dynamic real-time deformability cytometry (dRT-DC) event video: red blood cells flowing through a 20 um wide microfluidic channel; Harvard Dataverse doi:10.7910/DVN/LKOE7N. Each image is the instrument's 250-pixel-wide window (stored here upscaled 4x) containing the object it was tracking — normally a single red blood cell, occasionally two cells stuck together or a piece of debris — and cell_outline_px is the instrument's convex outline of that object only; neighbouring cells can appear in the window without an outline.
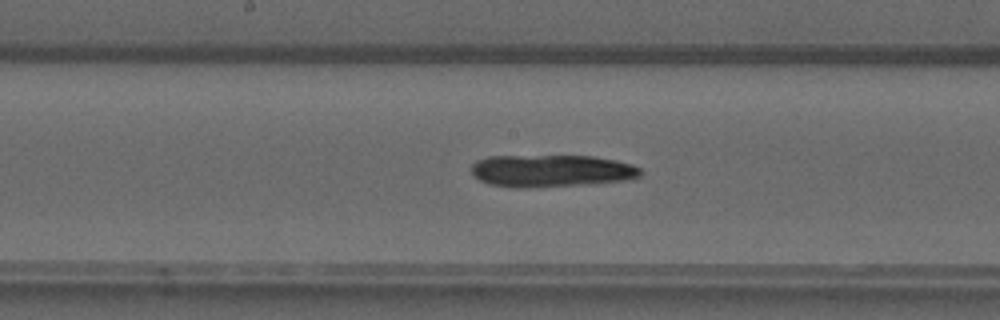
{"species": "common noctule bat (a hibernating species)", "species_latin": "Nyctalus noctula", "temperature_condition": "warm", "stored_images_in_passage": 48, "camera_frame_rate_fps": 3000, "um_per_image_px": 0.085, "animal": {"sex": "male", "forearm_length_mm": 52.5}, "frame": {"image": 1, "passage_image": 25, "time_ms": 8.0, "image_size_px": [1000, 320], "cell_outline_px": [[644, 172], [640, 176], [632, 180], [524, 188], [516, 188], [488, 184], [472, 176], [472, 164], [476, 160], [488, 156], [592, 156], [616, 160], [632, 164], [640, 168]], "centroid_in_image_um": [46.86, 14.51], "position_along_channel_um": 201.3, "area_um2": 31.96}}
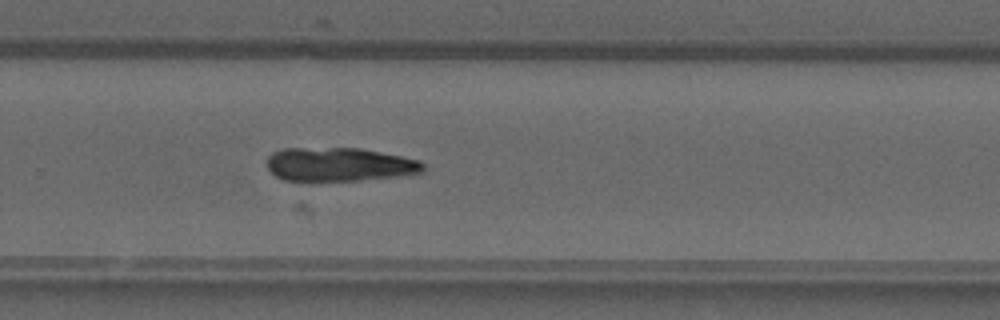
{"frame": {"image": 2, "passage_image": 32, "time_ms": 10.333, "image_size_px": [1000, 320], "cell_outline_px": [[424, 172], [392, 176], [356, 180], [284, 180], [276, 176], [268, 168], [268, 156], [272, 152], [284, 148], [360, 148], [420, 160], [424, 164]], "centroid_in_image_um": [28.82, 13.96], "position_along_channel_um": 301.0, "area_um2": 30.23}}
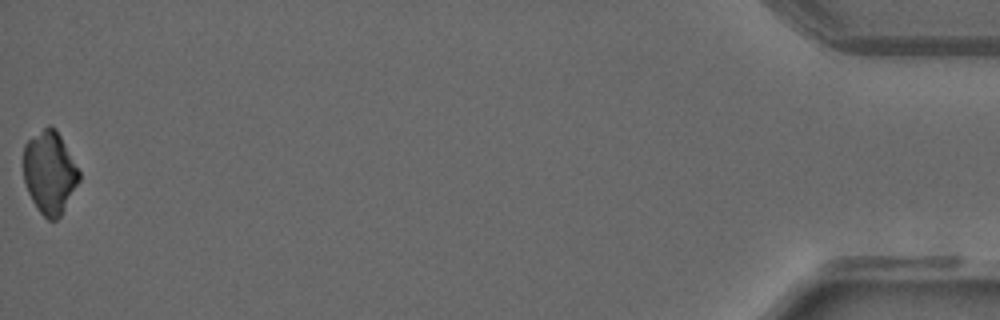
{"frame": {"image": 3, "passage_image": 48, "time_ms": 15.667, "image_size_px": [1000, 320], "cell_outline_px": [[80, 180], [60, 216], [56, 220], [48, 220], [36, 208], [28, 192], [24, 180], [24, 144], [28, 140], [48, 124], [52, 124], [56, 128], [80, 172]], "centroid_in_image_um": [4.21, 14.64], "position_along_channel_um": 431.0, "area_um2": 26.7}}